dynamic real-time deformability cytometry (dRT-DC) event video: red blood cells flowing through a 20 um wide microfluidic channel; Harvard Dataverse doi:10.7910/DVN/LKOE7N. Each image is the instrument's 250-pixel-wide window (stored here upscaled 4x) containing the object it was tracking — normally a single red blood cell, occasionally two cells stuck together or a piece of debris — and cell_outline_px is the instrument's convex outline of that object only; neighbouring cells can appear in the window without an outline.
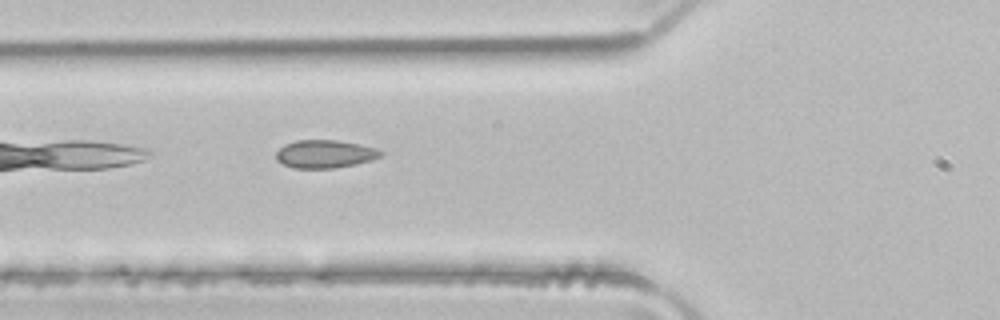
{"species": "common noctule bat (a hibernating species)", "species_latin": "Nyctalus noctula", "temperature_condition": "room temperature", "stored_images_in_passage": 4, "camera_frame_rate_fps": 3000, "um_per_image_px": 0.085, "animal": {"sex": "male", "body_mass_g": 21.5, "forearm_length_mm": 52.0}, "frame": {"image": 1, "passage_image": 4, "time_ms": 1.0, "image_size_px": [1000, 320], "cell_outline_px": [[384, 152], [380, 156], [372, 160], [356, 164], [332, 168], [292, 168], [276, 160], [276, 152], [284, 144], [296, 140], [336, 140], [360, 144], [376, 148]], "centroid_in_image_um": [27.61, 13.08], "position_along_channel_um": 98.2, "area_um2": 17.11}}